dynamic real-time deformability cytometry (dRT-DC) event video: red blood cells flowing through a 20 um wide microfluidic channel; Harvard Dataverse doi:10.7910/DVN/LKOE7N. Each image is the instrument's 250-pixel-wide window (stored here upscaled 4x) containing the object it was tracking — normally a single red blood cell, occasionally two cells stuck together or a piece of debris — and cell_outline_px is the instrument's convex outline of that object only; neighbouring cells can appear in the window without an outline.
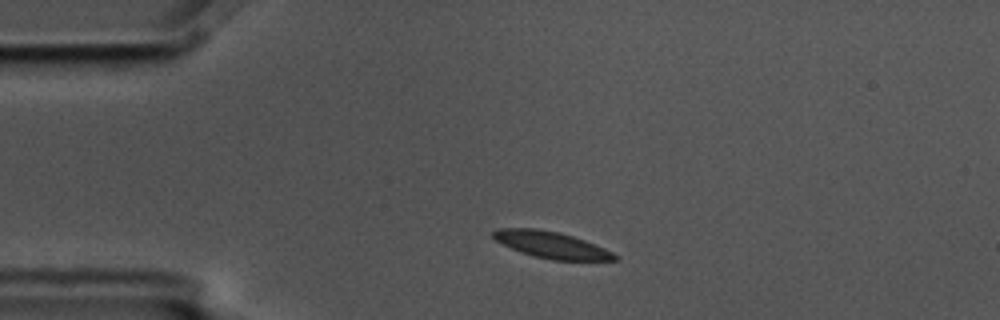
{"species": "common noctule bat (a hibernating species)", "species_latin": "Nyctalus noctula", "temperature_condition": "cold", "stored_images_in_passage": 12, "camera_frame_rate_fps": 3000, "um_per_image_px": 0.085, "animal": {"sex": "male", "body_mass_g": 17.5, "forearm_length_mm": 52.3}, "frame": {"image": 1, "passage_image": 1, "time_ms": 0.0, "image_size_px": [1000, 320], "cell_outline_px": [[620, 260], [552, 260], [532, 256], [520, 252], [496, 240], [492, 236], [492, 232], [496, 228], [536, 228], [560, 232], [584, 240], [604, 248], [612, 252]], "centroid_in_image_um": [46.84, 20.81], "position_along_channel_um": 38.2, "area_um2": 18.73}}
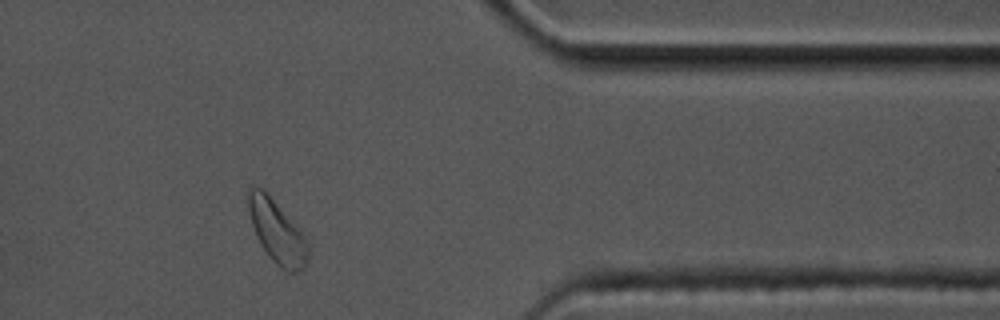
{"frame": {"image": 2, "passage_image": 10, "time_ms": 3.0, "image_size_px": [1000, 320], "cell_outline_px": [[308, 260], [304, 268], [296, 272], [288, 272], [276, 264], [272, 260], [260, 244], [256, 236], [248, 212], [248, 188], [252, 184], [264, 188], [268, 192], [296, 224], [304, 236], [308, 244]], "centroid_in_image_um": [23.53, 19.64], "position_along_channel_um": 387.9, "area_um2": 22.2}}
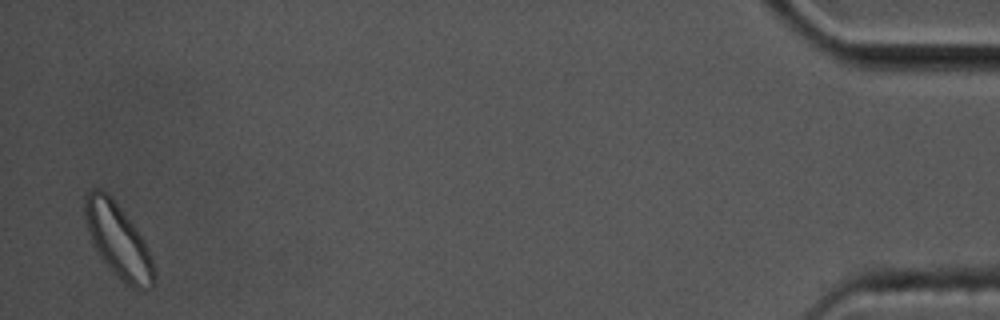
{"frame": {"image": 3, "passage_image": 12, "time_ms": 3.667, "image_size_px": [1000, 320], "cell_outline_px": [[156, 284], [152, 288], [132, 288], [112, 272], [100, 256], [92, 244], [88, 232], [84, 216], [84, 200], [88, 192], [92, 188], [100, 188], [108, 192], [112, 196], [136, 228], [144, 240], [148, 248], [156, 268]], "centroid_in_image_um": [10.06, 20.44], "position_along_channel_um": 425.1, "area_um2": 30.17}}